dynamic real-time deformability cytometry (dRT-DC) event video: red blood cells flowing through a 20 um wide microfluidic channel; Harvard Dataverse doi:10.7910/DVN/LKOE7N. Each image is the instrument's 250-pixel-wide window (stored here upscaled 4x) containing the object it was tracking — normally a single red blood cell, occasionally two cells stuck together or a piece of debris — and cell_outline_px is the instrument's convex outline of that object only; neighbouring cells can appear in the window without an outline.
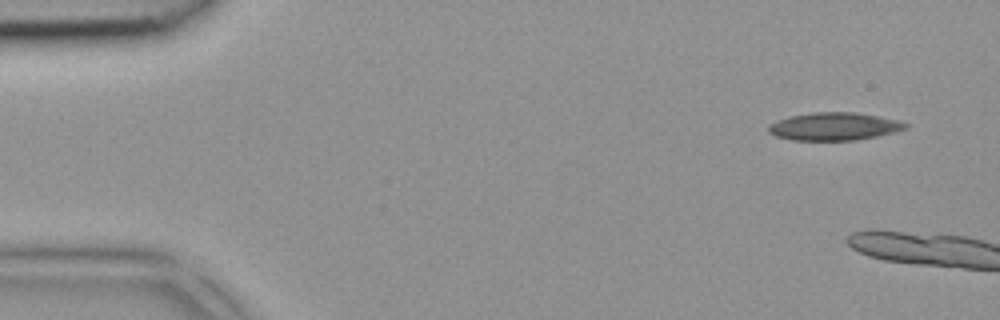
{"species": "common noctule bat (a hibernating species)", "species_latin": "Nyctalus noctula", "temperature_condition": "room temperature", "stored_images_in_passage": 2, "camera_frame_rate_fps": 3000, "um_per_image_px": 0.085, "animal": {"sex": "female", "body_mass_g": 18.4}, "frame": {"image": 1, "passage_image": 1, "time_ms": 0.0, "image_size_px": [1000, 320], "cell_outline_px": [[908, 128], [896, 132], [856, 140], [792, 140], [776, 136], [768, 132], [768, 128], [776, 120], [788, 116], [812, 112], [856, 112], [880, 116], [900, 120], [908, 124]], "centroid_in_image_um": [70.94, 10.74], "position_along_channel_um": 14.1, "area_um2": 22.37}}